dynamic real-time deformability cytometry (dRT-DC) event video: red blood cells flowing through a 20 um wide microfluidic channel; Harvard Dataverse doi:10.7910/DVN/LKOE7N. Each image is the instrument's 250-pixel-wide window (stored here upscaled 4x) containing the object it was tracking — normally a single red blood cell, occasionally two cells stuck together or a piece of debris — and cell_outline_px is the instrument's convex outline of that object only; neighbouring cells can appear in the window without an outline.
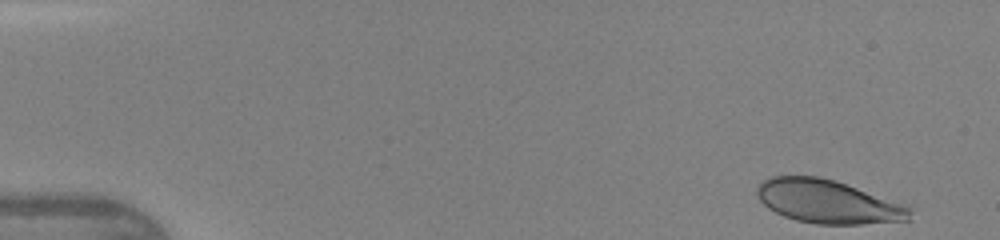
{"species": "human", "species_latin": "Homo sapiens", "temperature_condition": "warm", "stored_images_in_passage": 45, "camera_frame_rate_fps": 3000, "um_per_image_px": 0.085, "donor": {"sex": "female"}, "frame": {"image": 1, "passage_image": 1, "time_ms": 0.0, "image_size_px": [1000, 240], "cell_outline_px": [[916, 208], [912, 220], [860, 224], [816, 224], [796, 220], [784, 216], [768, 208], [760, 200], [756, 192], [756, 188], [760, 180], [772, 176], [816, 176], [836, 180], [912, 204]], "centroid_in_image_um": [70.52, 17.13], "position_along_channel_um": 14.5, "area_um2": 39.94}}
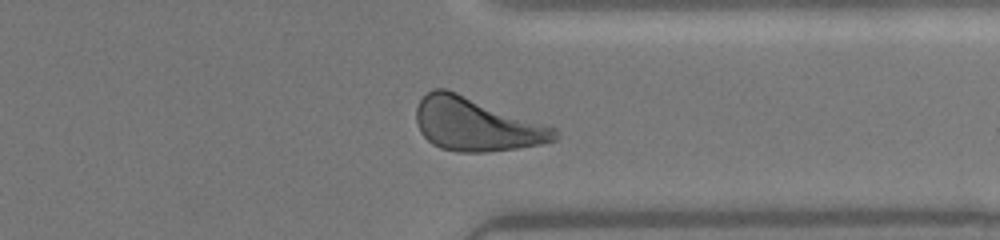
{"frame": {"image": 2, "passage_image": 35, "time_ms": 11.333, "image_size_px": [1000, 240], "cell_outline_px": [[560, 136], [556, 140], [540, 144], [516, 148], [484, 152], [456, 152], [440, 148], [432, 144], [420, 132], [416, 120], [416, 108], [420, 100], [432, 88], [448, 88], [556, 128], [560, 132]], "centroid_in_image_um": [40.47, 10.56], "position_along_channel_um": 370.9, "area_um2": 43.18}}
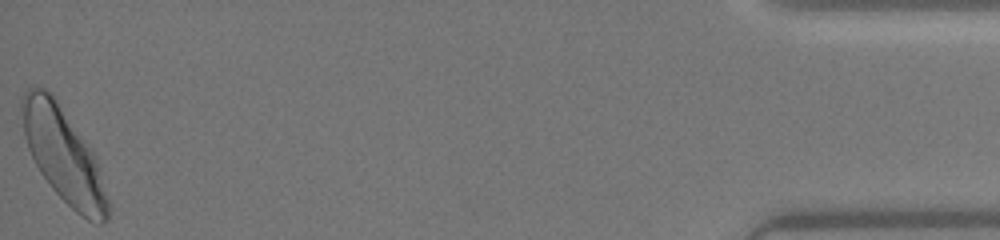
{"frame": {"image": 3, "passage_image": 45, "time_ms": 14.667, "image_size_px": [1000, 240], "cell_outline_px": [[108, 220], [100, 224], [96, 224], [80, 216], [52, 188], [40, 172], [28, 148], [24, 136], [20, 112], [20, 100], [24, 92], [28, 88], [44, 88], [56, 100], [96, 156], [108, 200]], "centroid_in_image_um": [5.38, 13.2], "position_along_channel_um": 429.8, "area_um2": 46.64}, "authors_computed_cell_mechanics": {"area_um2": 40.9802, "velocity_mm_per_s": 4.2962, "shape_relaxation_time_tau1_ms": 2.5885, "shape_relaxation_time_tau2_ms": null, "deformation_change_tau1": 0.1453, "deformation_change_tau2": null}}